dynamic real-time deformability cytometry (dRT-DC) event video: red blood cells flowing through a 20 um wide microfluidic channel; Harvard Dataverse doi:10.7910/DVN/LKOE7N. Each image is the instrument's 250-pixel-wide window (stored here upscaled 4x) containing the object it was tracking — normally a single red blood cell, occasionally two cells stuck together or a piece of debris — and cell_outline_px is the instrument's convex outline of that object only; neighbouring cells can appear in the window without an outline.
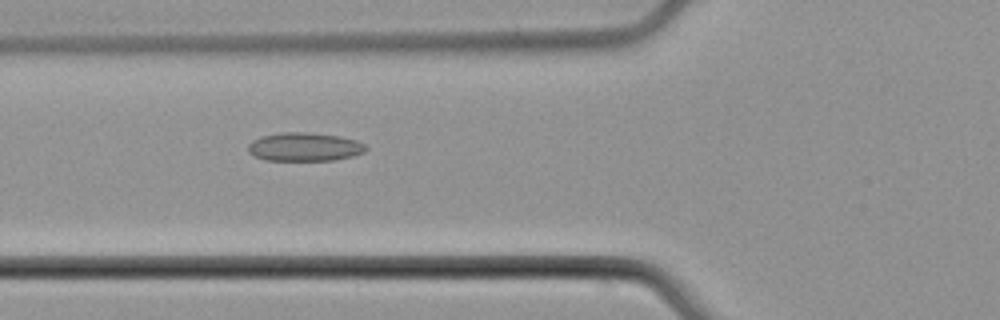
{"species": "common noctule bat (a hibernating species)", "species_latin": "Nyctalus noctula", "temperature_condition": "cold", "stored_images_in_passage": 5, "camera_frame_rate_fps": 3000, "um_per_image_px": 0.085, "animal": {"sex": "male", "body_mass_g": 21.5, "forearm_length_mm": 52.0}, "frame": {"image": 1, "passage_image": 4, "time_ms": 5.0, "image_size_px": [1000, 320], "cell_outline_px": [[368, 148], [364, 152], [352, 156], [332, 160], [264, 160], [248, 152], [248, 144], [252, 140], [260, 136], [280, 132], [308, 132], [340, 136], [356, 140], [364, 144]], "centroid_in_image_um": [25.86, 12.47], "position_along_channel_um": 99.9, "area_um2": 19.65}}